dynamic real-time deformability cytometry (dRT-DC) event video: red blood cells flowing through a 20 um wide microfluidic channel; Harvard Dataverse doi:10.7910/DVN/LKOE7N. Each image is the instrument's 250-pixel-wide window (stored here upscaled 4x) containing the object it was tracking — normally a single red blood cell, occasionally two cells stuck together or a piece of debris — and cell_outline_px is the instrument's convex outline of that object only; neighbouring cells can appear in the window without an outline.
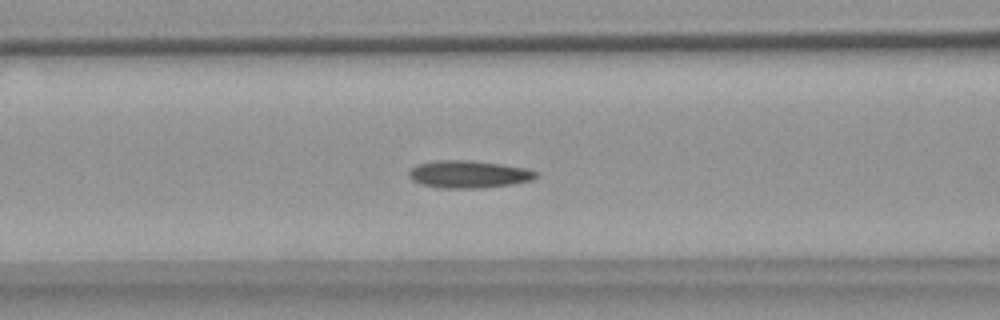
{"species": "common noctule bat (a hibernating species)", "species_latin": "Nyctalus noctula", "temperature_condition": "warm", "stored_images_in_passage": 55, "camera_frame_rate_fps": 3000, "um_per_image_px": 0.085, "animal": {"sex": "female", "body_mass_g": 18.4}, "frame": {"image": 1, "passage_image": 22, "time_ms": 7.0, "image_size_px": [1000, 320], "cell_outline_px": [[540, 172], [532, 180], [512, 184], [480, 188], [440, 188], [424, 184], [412, 180], [408, 176], [408, 172], [416, 164], [432, 160], [472, 160], [528, 168]], "centroid_in_image_um": [39.84, 14.8], "position_along_channel_um": 126.8, "area_um2": 20.46}}
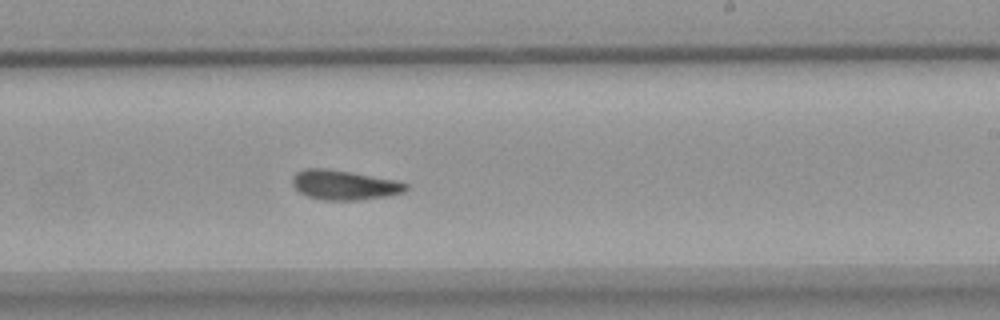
{"frame": {"image": 2, "passage_image": 33, "time_ms": 10.667, "image_size_px": [1000, 320], "cell_outline_px": [[408, 188], [404, 192], [388, 196], [360, 200], [324, 200], [308, 196], [300, 192], [292, 184], [292, 176], [296, 172], [304, 168], [328, 168], [400, 180], [408, 184]], "centroid_in_image_um": [29.29, 15.71], "position_along_channel_um": 259.7, "area_um2": 19.94}}
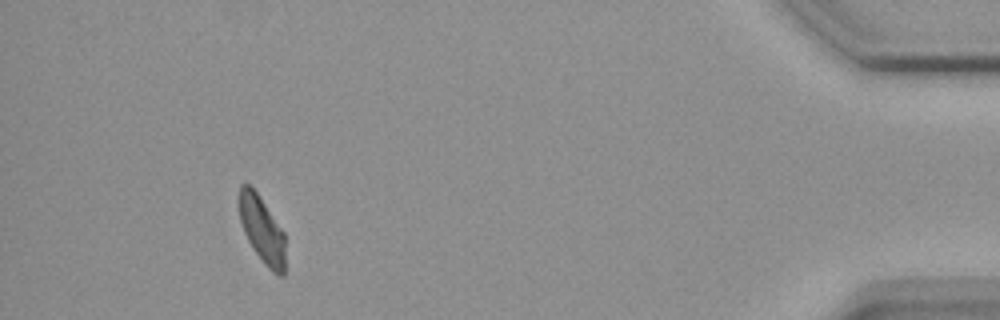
{"frame": {"image": 3, "passage_image": 51, "time_ms": 16.667, "image_size_px": [1000, 320], "cell_outline_px": [[284, 276], [280, 276], [272, 272], [264, 264], [252, 248], [244, 232], [240, 220], [240, 184], [248, 184], [256, 192], [284, 232]], "centroid_in_image_um": [22.27, 19.57], "position_along_channel_um": 412.9, "area_um2": 17.51}, "authors_computed_cell_mechanics": {"area_um2": 19.4786, "velocity_mm_per_s": 3.6373, "shape_relaxation_time_tau1_ms": 11.0379, "shape_relaxation_time_tau2_ms": 3.9522, "deformation_change_tau1": 0.2187, "deformation_change_tau2": 0.0853}}